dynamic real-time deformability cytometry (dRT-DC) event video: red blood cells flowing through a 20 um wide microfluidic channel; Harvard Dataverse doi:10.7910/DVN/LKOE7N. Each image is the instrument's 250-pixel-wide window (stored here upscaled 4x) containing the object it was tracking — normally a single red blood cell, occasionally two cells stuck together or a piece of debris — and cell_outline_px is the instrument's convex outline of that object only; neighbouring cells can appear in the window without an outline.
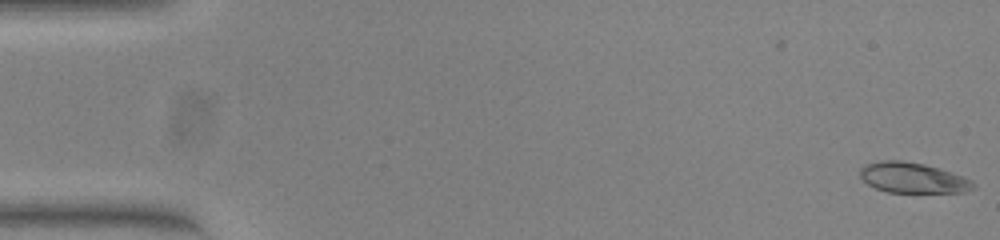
{"species": "common noctule bat (a hibernating species)", "species_latin": "Nyctalus noctula", "temperature_condition": "warm", "stored_images_in_passage": 4, "camera_frame_rate_fps": 3000, "um_per_image_px": 0.085, "animal": {"sex": "female", "body_mass_g": 23.0, "forearm_length_mm": 53.4}, "frame": {"image": 1, "passage_image": 4, "time_ms": 1.0, "image_size_px": [1000, 240], "cell_outline_px": [[976, 188], [964, 192], [888, 192], [876, 188], [868, 184], [860, 176], [860, 168], [868, 164], [880, 160], [904, 160], [924, 164], [940, 168], [964, 176], [972, 180], [976, 184]], "centroid_in_image_um": [77.64, 15.11], "position_along_channel_um": 7.4, "area_um2": 20.17}}